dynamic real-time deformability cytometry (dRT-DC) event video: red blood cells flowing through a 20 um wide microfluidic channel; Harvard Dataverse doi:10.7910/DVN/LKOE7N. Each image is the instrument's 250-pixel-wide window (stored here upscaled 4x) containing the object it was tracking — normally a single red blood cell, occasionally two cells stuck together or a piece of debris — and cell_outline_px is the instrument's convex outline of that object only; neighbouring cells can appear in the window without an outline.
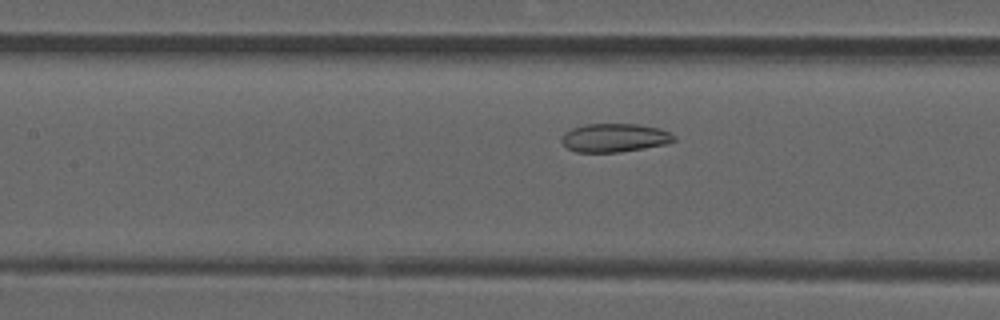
{"species": "common noctule bat (a hibernating species)", "species_latin": "Nyctalus noctula", "temperature_condition": "room temperature", "stored_images_in_passage": 37, "camera_frame_rate_fps": 3000, "um_per_image_px": 0.085, "animal": {"sex": "male", "forearm_length_mm": 52.5}, "frame": {"image": 1, "passage_image": 14, "time_ms": 4.333, "image_size_px": [1000, 320], "cell_outline_px": [[676, 140], [668, 144], [620, 152], [576, 152], [568, 148], [560, 140], [564, 132], [572, 128], [588, 124], [640, 124], [660, 128], [676, 136]], "centroid_in_image_um": [52.26, 11.71], "position_along_channel_um": 155.1, "area_um2": 18.79}}
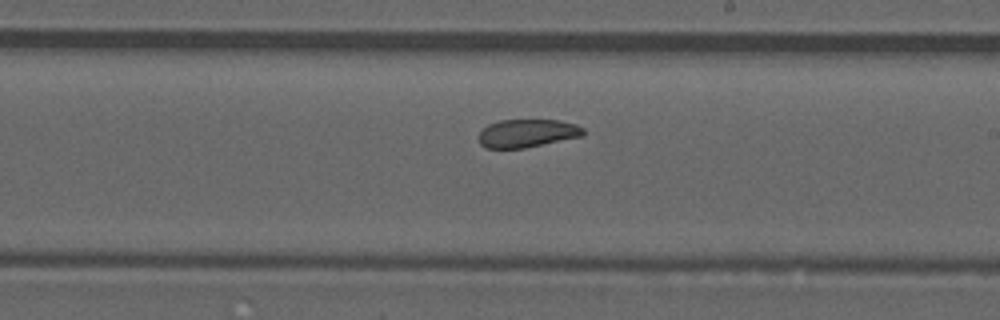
{"frame": {"image": 2, "passage_image": 21, "time_ms": 6.667, "image_size_px": [1000, 320], "cell_outline_px": [[584, 136], [524, 148], [484, 148], [480, 144], [480, 132], [488, 124], [500, 120], [560, 120], [576, 124], [584, 128]], "centroid_in_image_um": [44.84, 11.32], "position_along_channel_um": 244.2, "area_um2": 17.17}}
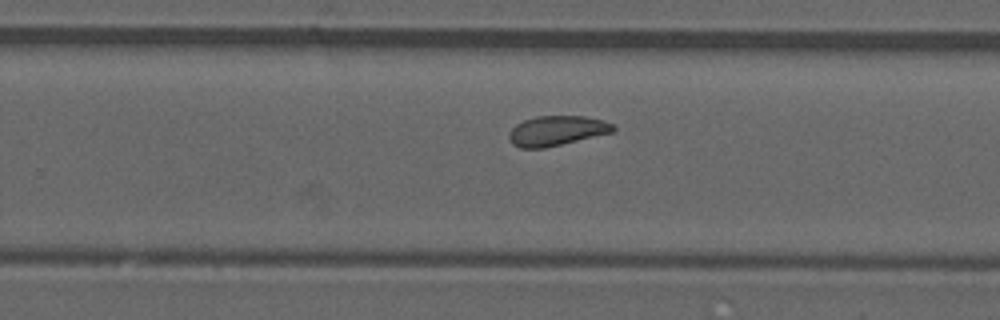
{"frame": {"image": 3, "passage_image": 24, "time_ms": 7.667, "image_size_px": [1000, 320], "cell_outline_px": [[616, 128], [612, 132], [544, 148], [520, 148], [512, 144], [508, 136], [508, 132], [516, 124], [524, 120], [536, 116], [588, 116], [604, 120], [612, 124]], "centroid_in_image_um": [47.3, 11.1], "position_along_channel_um": 282.5, "area_um2": 18.09}, "authors_computed_cell_mechanics": {"area_um2": 18.3226, "velocity_mm_per_s": 3.8344, "shape_relaxation_time_tau1_ms": null, "shape_relaxation_time_tau2_ms": 2.2137, "deformation_change_tau1": null, "deformation_change_tau2": 0.082}}